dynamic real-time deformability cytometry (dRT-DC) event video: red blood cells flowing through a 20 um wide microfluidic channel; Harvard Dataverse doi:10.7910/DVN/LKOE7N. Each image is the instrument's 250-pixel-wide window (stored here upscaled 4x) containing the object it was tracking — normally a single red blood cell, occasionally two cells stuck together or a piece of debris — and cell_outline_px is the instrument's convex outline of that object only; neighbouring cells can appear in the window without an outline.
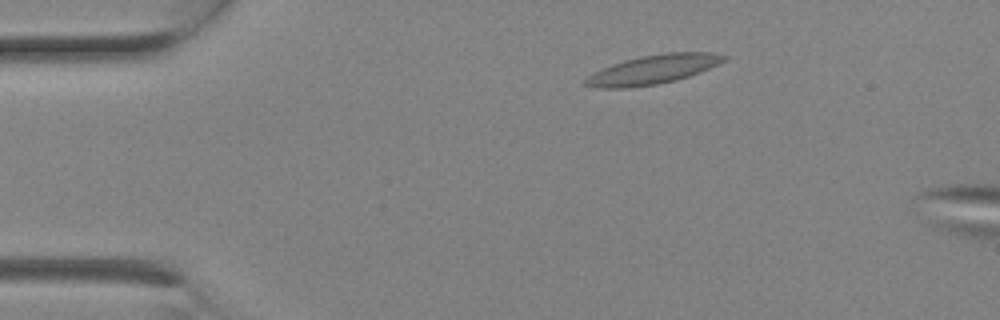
{"species": "Egyptian fruit bat (a non-hibernating species)", "species_latin": "Rousettus aegyptiacus", "temperature_condition": "room temperature", "stored_images_in_passage": 2, "camera_frame_rate_fps": 3000, "um_per_image_px": 0.085, "animal": {"sex": "female"}, "frame": {"image": 1, "passage_image": 2, "time_ms": 0.333, "image_size_px": [1000, 320], "cell_outline_px": [[728, 56], [724, 60], [708, 68], [688, 76], [676, 80], [656, 84], [628, 88], [596, 88], [584, 84], [584, 80], [588, 76], [612, 64], [624, 60], [640, 56], [668, 52], [712, 52]], "centroid_in_image_um": [55.48, 5.9], "position_along_channel_um": 29.5, "area_um2": 23.12}}